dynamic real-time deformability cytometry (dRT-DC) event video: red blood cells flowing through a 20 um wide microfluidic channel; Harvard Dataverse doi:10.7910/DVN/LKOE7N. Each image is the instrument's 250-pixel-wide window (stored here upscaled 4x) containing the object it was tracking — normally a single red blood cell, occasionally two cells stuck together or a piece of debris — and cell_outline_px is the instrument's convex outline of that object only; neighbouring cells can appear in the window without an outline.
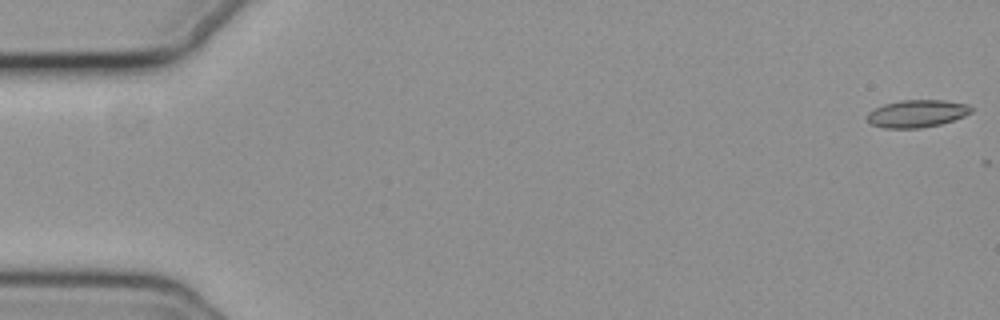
{"species": "common noctule bat (a hibernating species)", "species_latin": "Nyctalus noctula", "temperature_condition": "cold", "stored_images_in_passage": 5, "camera_frame_rate_fps": 3000, "um_per_image_px": 0.085, "animal": {"sex": "female", "body_mass_g": 19.3, "forearm_length_mm": 54.1}, "frame": {"image": 1, "passage_image": 1, "time_ms": 0.0, "image_size_px": [1000, 320], "cell_outline_px": [[972, 112], [964, 116], [940, 124], [920, 128], [884, 128], [872, 124], [864, 116], [868, 112], [884, 104], [900, 100], [944, 100], [968, 104], [972, 108]], "centroid_in_image_um": [77.93, 9.65], "position_along_channel_um": 7.1, "area_um2": 16.65}}